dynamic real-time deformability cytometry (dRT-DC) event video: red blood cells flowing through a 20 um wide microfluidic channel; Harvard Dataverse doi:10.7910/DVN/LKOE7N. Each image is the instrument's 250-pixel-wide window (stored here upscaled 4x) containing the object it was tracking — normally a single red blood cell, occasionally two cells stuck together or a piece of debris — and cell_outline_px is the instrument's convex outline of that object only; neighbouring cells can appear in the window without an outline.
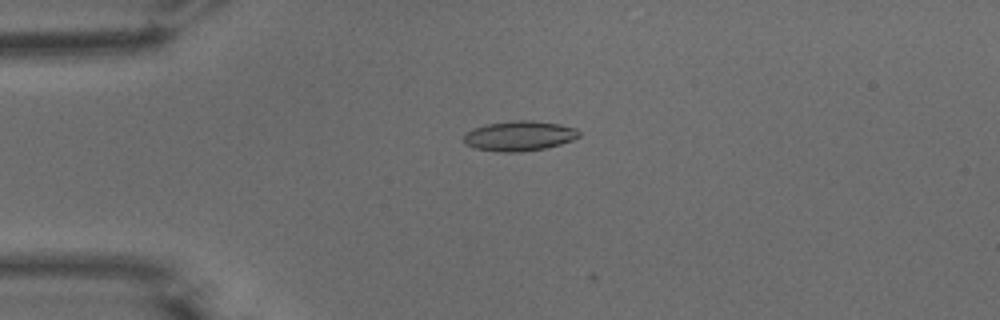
{"species": "common noctule bat (a hibernating species)", "species_latin": "Nyctalus noctula", "temperature_condition": "warm", "stored_images_in_passage": 16, "camera_frame_rate_fps": 3000, "um_per_image_px": 0.085, "animal": {"sex": "male", "body_mass_g": 15.6}, "frame": {"image": 1, "passage_image": 13, "time_ms": 4.0, "image_size_px": [1000, 320], "cell_outline_px": [[580, 136], [572, 140], [560, 144], [544, 148], [520, 152], [500, 152], [472, 148], [464, 144], [464, 132], [472, 128], [488, 124], [512, 120], [532, 120], [560, 124], [576, 128], [580, 132]], "centroid_in_image_um": [44.1, 11.55], "position_along_channel_um": 40.9, "area_um2": 20.35}}